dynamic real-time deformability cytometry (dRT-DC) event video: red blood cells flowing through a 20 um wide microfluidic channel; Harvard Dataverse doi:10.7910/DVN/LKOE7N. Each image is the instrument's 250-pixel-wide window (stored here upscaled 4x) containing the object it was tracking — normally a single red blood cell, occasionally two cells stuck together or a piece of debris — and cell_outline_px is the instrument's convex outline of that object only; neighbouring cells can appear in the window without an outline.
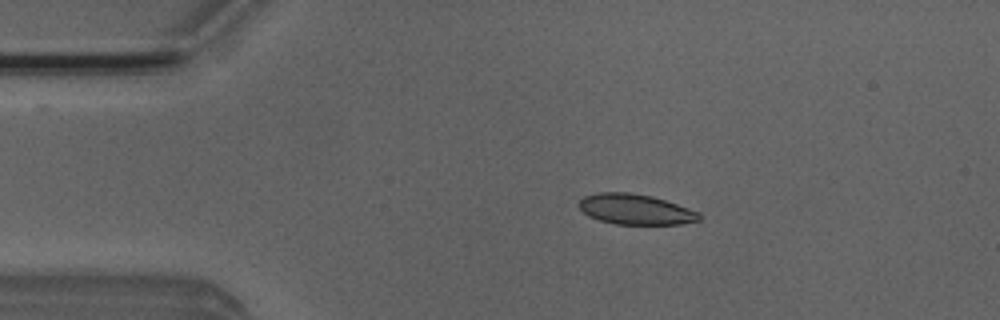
{"species": "Egyptian fruit bat (a non-hibernating species)", "species_latin": "Rousettus aegyptiacus", "temperature_condition": "room temperature", "stored_images_in_passage": 6, "camera_frame_rate_fps": 3000, "um_per_image_px": 0.085, "animal": {"sex": "male"}, "frame": {"image": 1, "passage_image": 3, "time_ms": 2.333, "image_size_px": [1000, 320], "cell_outline_px": [[700, 220], [680, 224], [616, 224], [600, 220], [588, 216], [580, 208], [580, 200], [584, 196], [600, 192], [628, 192], [652, 196], [700, 212]], "centroid_in_image_um": [54.01, 17.79], "position_along_channel_um": 31.0, "area_um2": 21.1}}